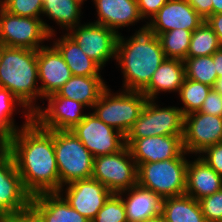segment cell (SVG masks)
<instances>
[{"mask_svg":"<svg viewBox=\"0 0 222 222\" xmlns=\"http://www.w3.org/2000/svg\"><path fill=\"white\" fill-rule=\"evenodd\" d=\"M7 142L24 188L32 195L59 192L60 175L54 151V130L40 127L33 119Z\"/></svg>","mask_w":222,"mask_h":222,"instance_id":"cell-1","label":"cell"},{"mask_svg":"<svg viewBox=\"0 0 222 222\" xmlns=\"http://www.w3.org/2000/svg\"><path fill=\"white\" fill-rule=\"evenodd\" d=\"M127 39L119 34L116 51L124 78L123 90L142 92L166 56L158 36L147 24Z\"/></svg>","mask_w":222,"mask_h":222,"instance_id":"cell-2","label":"cell"},{"mask_svg":"<svg viewBox=\"0 0 222 222\" xmlns=\"http://www.w3.org/2000/svg\"><path fill=\"white\" fill-rule=\"evenodd\" d=\"M37 50L5 47L0 66V87L8 89L33 113L42 98L38 86ZM34 103V104H33Z\"/></svg>","mask_w":222,"mask_h":222,"instance_id":"cell-3","label":"cell"},{"mask_svg":"<svg viewBox=\"0 0 222 222\" xmlns=\"http://www.w3.org/2000/svg\"><path fill=\"white\" fill-rule=\"evenodd\" d=\"M187 154L184 151L178 158L140 164L137 183L163 199L185 194Z\"/></svg>","mask_w":222,"mask_h":222,"instance_id":"cell-4","label":"cell"},{"mask_svg":"<svg viewBox=\"0 0 222 222\" xmlns=\"http://www.w3.org/2000/svg\"><path fill=\"white\" fill-rule=\"evenodd\" d=\"M116 94L111 93L107 87L92 109L106 125L126 136L139 118L148 99L138 91L123 90Z\"/></svg>","mask_w":222,"mask_h":222,"instance_id":"cell-5","label":"cell"},{"mask_svg":"<svg viewBox=\"0 0 222 222\" xmlns=\"http://www.w3.org/2000/svg\"><path fill=\"white\" fill-rule=\"evenodd\" d=\"M54 151L60 188L92 177L94 156L71 130H54Z\"/></svg>","mask_w":222,"mask_h":222,"instance_id":"cell-6","label":"cell"},{"mask_svg":"<svg viewBox=\"0 0 222 222\" xmlns=\"http://www.w3.org/2000/svg\"><path fill=\"white\" fill-rule=\"evenodd\" d=\"M54 30L43 19L14 15L0 5V42L6 47L38 50L56 36Z\"/></svg>","mask_w":222,"mask_h":222,"instance_id":"cell-7","label":"cell"},{"mask_svg":"<svg viewBox=\"0 0 222 222\" xmlns=\"http://www.w3.org/2000/svg\"><path fill=\"white\" fill-rule=\"evenodd\" d=\"M137 170L131 151L125 145L116 153L94 157L92 178L118 194L137 184Z\"/></svg>","mask_w":222,"mask_h":222,"instance_id":"cell-8","label":"cell"},{"mask_svg":"<svg viewBox=\"0 0 222 222\" xmlns=\"http://www.w3.org/2000/svg\"><path fill=\"white\" fill-rule=\"evenodd\" d=\"M162 135H184V115L179 107H159L148 99L125 138H145Z\"/></svg>","mask_w":222,"mask_h":222,"instance_id":"cell-9","label":"cell"},{"mask_svg":"<svg viewBox=\"0 0 222 222\" xmlns=\"http://www.w3.org/2000/svg\"><path fill=\"white\" fill-rule=\"evenodd\" d=\"M94 157L113 154L125 146V136L100 120L93 112L71 130Z\"/></svg>","mask_w":222,"mask_h":222,"instance_id":"cell-10","label":"cell"},{"mask_svg":"<svg viewBox=\"0 0 222 222\" xmlns=\"http://www.w3.org/2000/svg\"><path fill=\"white\" fill-rule=\"evenodd\" d=\"M81 50L102 68L110 60H116L118 36L115 31L97 23L77 25L67 33Z\"/></svg>","mask_w":222,"mask_h":222,"instance_id":"cell-11","label":"cell"},{"mask_svg":"<svg viewBox=\"0 0 222 222\" xmlns=\"http://www.w3.org/2000/svg\"><path fill=\"white\" fill-rule=\"evenodd\" d=\"M32 195L24 188L11 153L0 149V207L8 214L30 209Z\"/></svg>","mask_w":222,"mask_h":222,"instance_id":"cell-12","label":"cell"},{"mask_svg":"<svg viewBox=\"0 0 222 222\" xmlns=\"http://www.w3.org/2000/svg\"><path fill=\"white\" fill-rule=\"evenodd\" d=\"M48 106L40 105L32 113V119L46 130H72L85 117V105L79 101L59 96L57 93L46 97Z\"/></svg>","mask_w":222,"mask_h":222,"instance_id":"cell-13","label":"cell"},{"mask_svg":"<svg viewBox=\"0 0 222 222\" xmlns=\"http://www.w3.org/2000/svg\"><path fill=\"white\" fill-rule=\"evenodd\" d=\"M222 142V117L192 112L184 116L183 146L188 154Z\"/></svg>","mask_w":222,"mask_h":222,"instance_id":"cell-14","label":"cell"},{"mask_svg":"<svg viewBox=\"0 0 222 222\" xmlns=\"http://www.w3.org/2000/svg\"><path fill=\"white\" fill-rule=\"evenodd\" d=\"M65 186V189L60 188L59 193L65 196V200L72 208L90 222L113 194L105 185L92 177L77 180Z\"/></svg>","mask_w":222,"mask_h":222,"instance_id":"cell-15","label":"cell"},{"mask_svg":"<svg viewBox=\"0 0 222 222\" xmlns=\"http://www.w3.org/2000/svg\"><path fill=\"white\" fill-rule=\"evenodd\" d=\"M184 135H162L145 138H125L137 167L142 163L178 158L185 150Z\"/></svg>","mask_w":222,"mask_h":222,"instance_id":"cell-16","label":"cell"},{"mask_svg":"<svg viewBox=\"0 0 222 222\" xmlns=\"http://www.w3.org/2000/svg\"><path fill=\"white\" fill-rule=\"evenodd\" d=\"M204 21L186 0H168L146 24L158 36L174 29L193 32Z\"/></svg>","mask_w":222,"mask_h":222,"instance_id":"cell-17","label":"cell"},{"mask_svg":"<svg viewBox=\"0 0 222 222\" xmlns=\"http://www.w3.org/2000/svg\"><path fill=\"white\" fill-rule=\"evenodd\" d=\"M37 64L42 99L56 93L73 76L54 45L43 46L37 50Z\"/></svg>","mask_w":222,"mask_h":222,"instance_id":"cell-18","label":"cell"},{"mask_svg":"<svg viewBox=\"0 0 222 222\" xmlns=\"http://www.w3.org/2000/svg\"><path fill=\"white\" fill-rule=\"evenodd\" d=\"M30 208L43 222H90L72 208L59 192L32 196Z\"/></svg>","mask_w":222,"mask_h":222,"instance_id":"cell-19","label":"cell"},{"mask_svg":"<svg viewBox=\"0 0 222 222\" xmlns=\"http://www.w3.org/2000/svg\"><path fill=\"white\" fill-rule=\"evenodd\" d=\"M124 193H128L126 198ZM118 195L124 202L127 222H142L162 214L163 198L138 183Z\"/></svg>","mask_w":222,"mask_h":222,"instance_id":"cell-20","label":"cell"},{"mask_svg":"<svg viewBox=\"0 0 222 222\" xmlns=\"http://www.w3.org/2000/svg\"><path fill=\"white\" fill-rule=\"evenodd\" d=\"M97 9L98 19L94 22L115 31L133 25L143 18L140 16L137 0H92Z\"/></svg>","mask_w":222,"mask_h":222,"instance_id":"cell-21","label":"cell"},{"mask_svg":"<svg viewBox=\"0 0 222 222\" xmlns=\"http://www.w3.org/2000/svg\"><path fill=\"white\" fill-rule=\"evenodd\" d=\"M222 189V177L199 156L189 161L185 194L197 201Z\"/></svg>","mask_w":222,"mask_h":222,"instance_id":"cell-22","label":"cell"},{"mask_svg":"<svg viewBox=\"0 0 222 222\" xmlns=\"http://www.w3.org/2000/svg\"><path fill=\"white\" fill-rule=\"evenodd\" d=\"M186 78L184 60L166 58L153 73L142 91L147 99L156 100L160 92H178Z\"/></svg>","mask_w":222,"mask_h":222,"instance_id":"cell-23","label":"cell"},{"mask_svg":"<svg viewBox=\"0 0 222 222\" xmlns=\"http://www.w3.org/2000/svg\"><path fill=\"white\" fill-rule=\"evenodd\" d=\"M107 87L101 76H72L56 93L92 108Z\"/></svg>","mask_w":222,"mask_h":222,"instance_id":"cell-24","label":"cell"},{"mask_svg":"<svg viewBox=\"0 0 222 222\" xmlns=\"http://www.w3.org/2000/svg\"><path fill=\"white\" fill-rule=\"evenodd\" d=\"M54 40L53 45L61 53L73 76H101L102 67L88 57L67 33Z\"/></svg>","mask_w":222,"mask_h":222,"instance_id":"cell-25","label":"cell"},{"mask_svg":"<svg viewBox=\"0 0 222 222\" xmlns=\"http://www.w3.org/2000/svg\"><path fill=\"white\" fill-rule=\"evenodd\" d=\"M162 215L166 222H206L199 202L186 194L163 199Z\"/></svg>","mask_w":222,"mask_h":222,"instance_id":"cell-26","label":"cell"},{"mask_svg":"<svg viewBox=\"0 0 222 222\" xmlns=\"http://www.w3.org/2000/svg\"><path fill=\"white\" fill-rule=\"evenodd\" d=\"M81 6L76 0H46L43 3L42 14L69 32L80 25Z\"/></svg>","mask_w":222,"mask_h":222,"instance_id":"cell-27","label":"cell"},{"mask_svg":"<svg viewBox=\"0 0 222 222\" xmlns=\"http://www.w3.org/2000/svg\"><path fill=\"white\" fill-rule=\"evenodd\" d=\"M19 105L26 119H32V113L21 103L8 89L0 87V137L7 143L9 139L19 130L15 125L13 114ZM27 110V112H26Z\"/></svg>","mask_w":222,"mask_h":222,"instance_id":"cell-28","label":"cell"},{"mask_svg":"<svg viewBox=\"0 0 222 222\" xmlns=\"http://www.w3.org/2000/svg\"><path fill=\"white\" fill-rule=\"evenodd\" d=\"M222 47L217 35L204 21L192 32L187 58L211 56Z\"/></svg>","mask_w":222,"mask_h":222,"instance_id":"cell-29","label":"cell"},{"mask_svg":"<svg viewBox=\"0 0 222 222\" xmlns=\"http://www.w3.org/2000/svg\"><path fill=\"white\" fill-rule=\"evenodd\" d=\"M192 31L185 29H174L158 35L166 58H187Z\"/></svg>","mask_w":222,"mask_h":222,"instance_id":"cell-30","label":"cell"},{"mask_svg":"<svg viewBox=\"0 0 222 222\" xmlns=\"http://www.w3.org/2000/svg\"><path fill=\"white\" fill-rule=\"evenodd\" d=\"M212 88L201 82L185 78L178 93L183 104V107H180L183 115L199 111Z\"/></svg>","mask_w":222,"mask_h":222,"instance_id":"cell-31","label":"cell"},{"mask_svg":"<svg viewBox=\"0 0 222 222\" xmlns=\"http://www.w3.org/2000/svg\"><path fill=\"white\" fill-rule=\"evenodd\" d=\"M184 64L187 79L201 82L210 87L215 85L218 77L212 55L186 58Z\"/></svg>","mask_w":222,"mask_h":222,"instance_id":"cell-32","label":"cell"},{"mask_svg":"<svg viewBox=\"0 0 222 222\" xmlns=\"http://www.w3.org/2000/svg\"><path fill=\"white\" fill-rule=\"evenodd\" d=\"M91 222H127L122 198L112 194Z\"/></svg>","mask_w":222,"mask_h":222,"instance_id":"cell-33","label":"cell"},{"mask_svg":"<svg viewBox=\"0 0 222 222\" xmlns=\"http://www.w3.org/2000/svg\"><path fill=\"white\" fill-rule=\"evenodd\" d=\"M0 5L14 15L42 19V0H0Z\"/></svg>","mask_w":222,"mask_h":222,"instance_id":"cell-34","label":"cell"},{"mask_svg":"<svg viewBox=\"0 0 222 222\" xmlns=\"http://www.w3.org/2000/svg\"><path fill=\"white\" fill-rule=\"evenodd\" d=\"M206 222H220L222 219V189L198 200Z\"/></svg>","mask_w":222,"mask_h":222,"instance_id":"cell-35","label":"cell"},{"mask_svg":"<svg viewBox=\"0 0 222 222\" xmlns=\"http://www.w3.org/2000/svg\"><path fill=\"white\" fill-rule=\"evenodd\" d=\"M198 156L222 177V142L205 148Z\"/></svg>","mask_w":222,"mask_h":222,"instance_id":"cell-36","label":"cell"},{"mask_svg":"<svg viewBox=\"0 0 222 222\" xmlns=\"http://www.w3.org/2000/svg\"><path fill=\"white\" fill-rule=\"evenodd\" d=\"M198 112L222 117V95L212 88Z\"/></svg>","mask_w":222,"mask_h":222,"instance_id":"cell-37","label":"cell"},{"mask_svg":"<svg viewBox=\"0 0 222 222\" xmlns=\"http://www.w3.org/2000/svg\"><path fill=\"white\" fill-rule=\"evenodd\" d=\"M168 0H137L140 16L150 19L160 10Z\"/></svg>","mask_w":222,"mask_h":222,"instance_id":"cell-38","label":"cell"},{"mask_svg":"<svg viewBox=\"0 0 222 222\" xmlns=\"http://www.w3.org/2000/svg\"><path fill=\"white\" fill-rule=\"evenodd\" d=\"M194 10L203 18L207 19L212 15V0H186Z\"/></svg>","mask_w":222,"mask_h":222,"instance_id":"cell-39","label":"cell"},{"mask_svg":"<svg viewBox=\"0 0 222 222\" xmlns=\"http://www.w3.org/2000/svg\"><path fill=\"white\" fill-rule=\"evenodd\" d=\"M4 222H43L40 217L30 208L25 212L9 215Z\"/></svg>","mask_w":222,"mask_h":222,"instance_id":"cell-40","label":"cell"},{"mask_svg":"<svg viewBox=\"0 0 222 222\" xmlns=\"http://www.w3.org/2000/svg\"><path fill=\"white\" fill-rule=\"evenodd\" d=\"M205 21L215 32L220 44L222 45V13L212 14Z\"/></svg>","mask_w":222,"mask_h":222,"instance_id":"cell-41","label":"cell"},{"mask_svg":"<svg viewBox=\"0 0 222 222\" xmlns=\"http://www.w3.org/2000/svg\"><path fill=\"white\" fill-rule=\"evenodd\" d=\"M213 62L215 65V70L217 72V77H222V47L215 51L213 54Z\"/></svg>","mask_w":222,"mask_h":222,"instance_id":"cell-42","label":"cell"},{"mask_svg":"<svg viewBox=\"0 0 222 222\" xmlns=\"http://www.w3.org/2000/svg\"><path fill=\"white\" fill-rule=\"evenodd\" d=\"M212 14L222 13V0H212Z\"/></svg>","mask_w":222,"mask_h":222,"instance_id":"cell-43","label":"cell"},{"mask_svg":"<svg viewBox=\"0 0 222 222\" xmlns=\"http://www.w3.org/2000/svg\"><path fill=\"white\" fill-rule=\"evenodd\" d=\"M142 222H166V221H165L164 216L162 214H160L159 216L146 219Z\"/></svg>","mask_w":222,"mask_h":222,"instance_id":"cell-44","label":"cell"},{"mask_svg":"<svg viewBox=\"0 0 222 222\" xmlns=\"http://www.w3.org/2000/svg\"><path fill=\"white\" fill-rule=\"evenodd\" d=\"M213 88L222 95V77L217 78Z\"/></svg>","mask_w":222,"mask_h":222,"instance_id":"cell-45","label":"cell"},{"mask_svg":"<svg viewBox=\"0 0 222 222\" xmlns=\"http://www.w3.org/2000/svg\"><path fill=\"white\" fill-rule=\"evenodd\" d=\"M8 216L9 215L0 207V222H4Z\"/></svg>","mask_w":222,"mask_h":222,"instance_id":"cell-46","label":"cell"},{"mask_svg":"<svg viewBox=\"0 0 222 222\" xmlns=\"http://www.w3.org/2000/svg\"><path fill=\"white\" fill-rule=\"evenodd\" d=\"M7 147V143L0 137V149H5Z\"/></svg>","mask_w":222,"mask_h":222,"instance_id":"cell-47","label":"cell"},{"mask_svg":"<svg viewBox=\"0 0 222 222\" xmlns=\"http://www.w3.org/2000/svg\"><path fill=\"white\" fill-rule=\"evenodd\" d=\"M6 46H4L1 42H0V66H1V58H2V54H3V50Z\"/></svg>","mask_w":222,"mask_h":222,"instance_id":"cell-48","label":"cell"},{"mask_svg":"<svg viewBox=\"0 0 222 222\" xmlns=\"http://www.w3.org/2000/svg\"><path fill=\"white\" fill-rule=\"evenodd\" d=\"M76 1H78L81 4H84V1H86V0H76Z\"/></svg>","mask_w":222,"mask_h":222,"instance_id":"cell-49","label":"cell"}]
</instances>
